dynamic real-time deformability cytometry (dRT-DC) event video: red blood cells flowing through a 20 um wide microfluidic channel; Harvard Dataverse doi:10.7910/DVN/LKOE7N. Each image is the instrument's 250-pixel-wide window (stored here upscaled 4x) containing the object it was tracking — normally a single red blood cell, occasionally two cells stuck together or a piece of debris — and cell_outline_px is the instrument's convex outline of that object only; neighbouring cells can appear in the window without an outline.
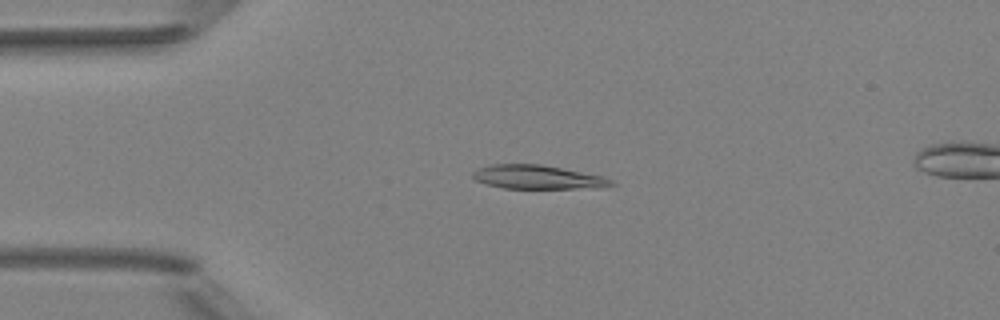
{"species": "Egyptian fruit bat (a non-hibernating species)", "species_latin": "Rousettus aegyptiacus", "temperature_condition": "room temperature", "stored_images_in_passage": 5, "camera_frame_rate_fps": 3000, "um_per_image_px": 0.085, "animal": {"sex": "female"}, "frame": {"image": 1, "passage_image": 4, "time_ms": 3.333, "image_size_px": [1000, 320], "cell_outline_px": [[616, 184], [608, 188], [504, 188], [488, 184], [476, 180], [472, 176], [472, 172], [480, 168], [492, 164], [540, 164], [604, 176], [612, 180]], "centroid_in_image_um": [45.78, 15.06], "position_along_channel_um": 39.2, "area_um2": 19.19}}